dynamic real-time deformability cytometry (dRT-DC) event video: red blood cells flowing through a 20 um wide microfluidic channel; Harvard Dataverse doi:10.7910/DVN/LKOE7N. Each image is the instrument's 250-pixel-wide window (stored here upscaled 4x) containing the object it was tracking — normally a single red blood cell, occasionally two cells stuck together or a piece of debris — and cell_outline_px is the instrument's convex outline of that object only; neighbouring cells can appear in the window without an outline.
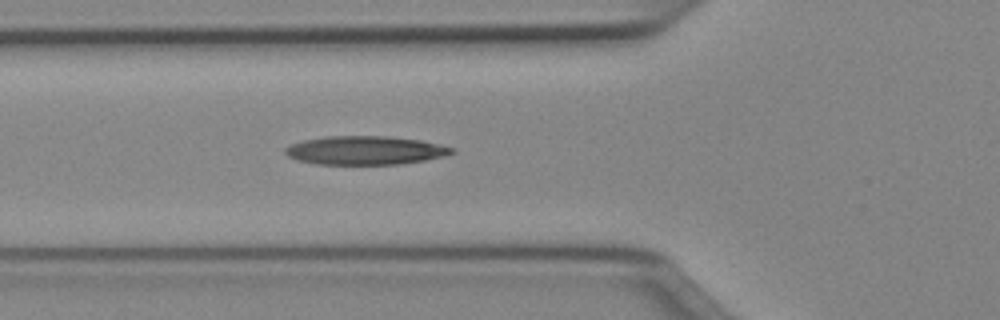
{"species": "Egyptian fruit bat (a non-hibernating species)", "species_latin": "Rousettus aegyptiacus", "temperature_condition": "cold", "stored_images_in_passage": 3, "camera_frame_rate_fps": 3000, "um_per_image_px": 0.085, "animal": {"sex": "female"}, "frame": {"image": 1, "passage_image": 2, "time_ms": 0.333, "image_size_px": [1000, 320], "cell_outline_px": [[456, 152], [444, 156], [424, 160], [400, 164], [316, 164], [296, 160], [288, 156], [284, 152], [284, 148], [292, 144], [304, 140], [328, 136], [384, 136], [420, 140], [440, 144], [456, 148]], "centroid_in_image_um": [31.05, 12.78], "position_along_channel_um": 94.7, "area_um2": 27.8}}